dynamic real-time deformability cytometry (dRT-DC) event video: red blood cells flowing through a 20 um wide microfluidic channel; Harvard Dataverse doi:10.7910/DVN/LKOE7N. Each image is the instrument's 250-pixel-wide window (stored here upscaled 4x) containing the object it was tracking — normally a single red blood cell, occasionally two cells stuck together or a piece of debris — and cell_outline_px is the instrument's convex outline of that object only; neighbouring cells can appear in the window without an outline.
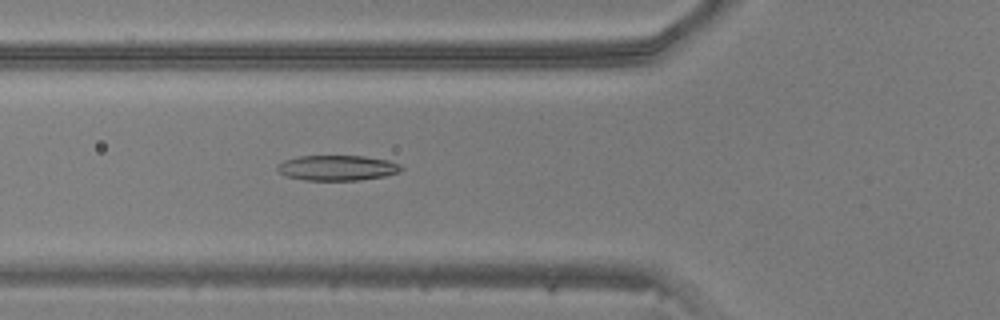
{"species": "common noctule bat (a hibernating species)", "species_latin": "Nyctalus noctula", "temperature_condition": "warm", "stored_images_in_passage": 40, "camera_frame_rate_fps": 3000, "um_per_image_px": 0.085, "animal": {"sex": "male", "body_mass_g": 20.5, "forearm_length_mm": 52.5}, "frame": {"image": 1, "passage_image": 9, "time_ms": 2.667, "image_size_px": [1000, 320], "cell_outline_px": [[404, 168], [400, 172], [384, 176], [360, 180], [304, 180], [288, 176], [280, 172], [276, 168], [284, 160], [300, 156], [364, 156], [388, 160], [400, 164]], "centroid_in_image_um": [28.72, 14.27], "position_along_channel_um": 97.1, "area_um2": 18.15}}
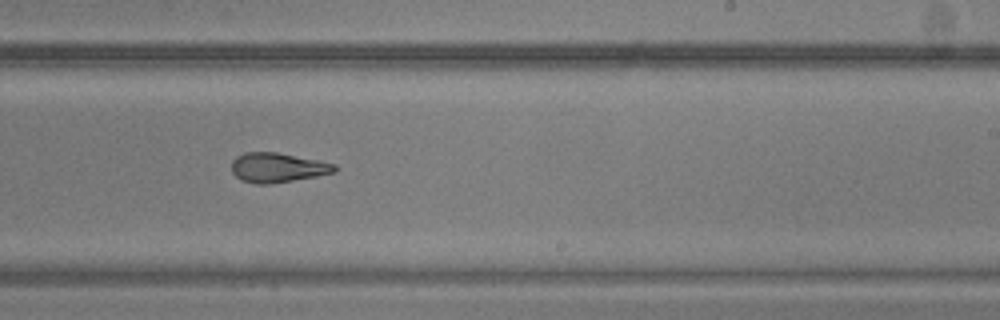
{"frame": {"image": 2, "passage_image": 21, "time_ms": 6.667, "image_size_px": [1000, 320], "cell_outline_px": [[340, 168], [336, 172], [316, 176], [268, 184], [256, 184], [240, 180], [232, 172], [232, 160], [236, 156], [244, 152], [276, 152], [320, 160], [336, 164]], "centroid_in_image_um": [23.61, 14.23], "position_along_channel_um": 265.4, "area_um2": 17.92}}
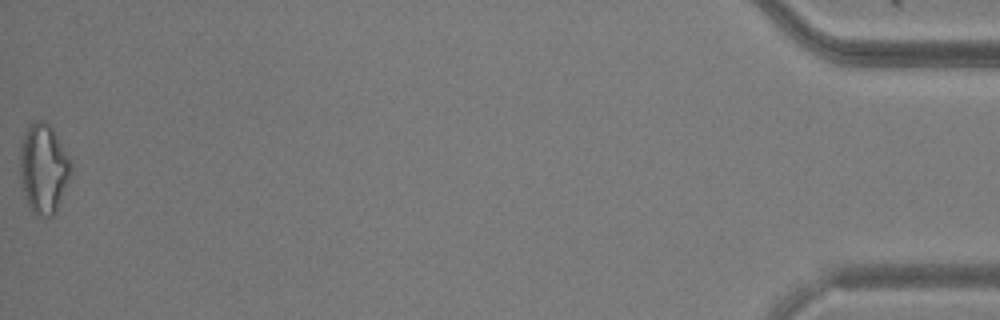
{"frame": {"image": 3, "passage_image": 40, "time_ms": 13.0, "image_size_px": [1000, 320], "cell_outline_px": [[72, 172], [56, 212], [52, 216], [36, 216], [32, 212], [24, 196], [20, 180], [20, 144], [28, 128], [36, 120], [44, 120], [52, 128], [68, 156], [72, 164]], "centroid_in_image_um": [3.7, 14.37], "position_along_channel_um": 431.5, "area_um2": 26.59}}